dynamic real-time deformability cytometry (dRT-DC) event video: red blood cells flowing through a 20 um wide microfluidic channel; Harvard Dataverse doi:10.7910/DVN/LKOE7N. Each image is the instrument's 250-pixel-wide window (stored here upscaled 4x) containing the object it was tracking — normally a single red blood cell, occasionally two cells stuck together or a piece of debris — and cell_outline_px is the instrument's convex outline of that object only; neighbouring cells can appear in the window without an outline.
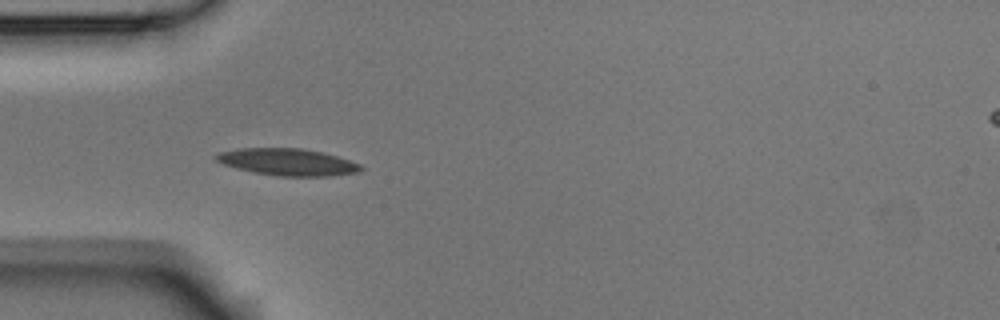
{"species": "Egyptian fruit bat (a non-hibernating species)", "species_latin": "Rousettus aegyptiacus", "temperature_condition": "room temperature", "stored_images_in_passage": 13, "camera_frame_rate_fps": 3000, "um_per_image_px": 0.085, "animal": {"sex": "male"}, "frame": {"image": 1, "passage_image": 4, "time_ms": 1.0, "image_size_px": [1000, 320], "cell_outline_px": [[364, 168], [360, 172], [332, 176], [276, 176], [236, 168], [224, 164], [216, 160], [212, 156], [216, 152], [240, 148], [304, 148], [336, 156], [360, 164]], "centroid_in_image_um": [24.42, 13.77], "position_along_channel_um": 60.6, "area_um2": 22.77}}
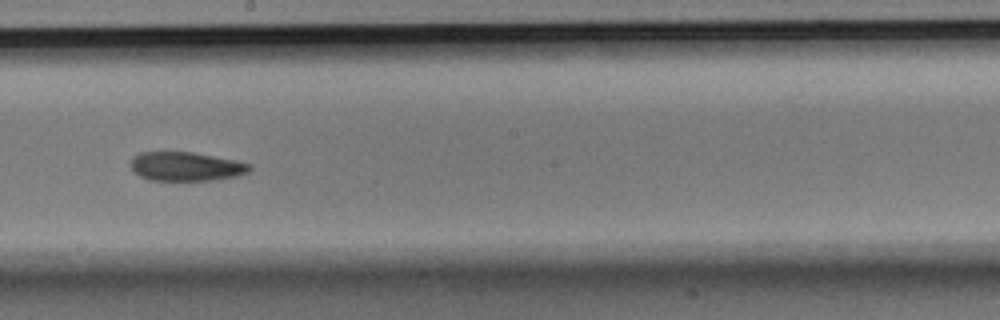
{"frame": {"image": 2, "passage_image": 8, "time_ms": 2.333, "image_size_px": [1000, 320], "cell_outline_px": [[252, 168], [248, 172], [236, 176], [212, 180], [148, 180], [140, 176], [132, 168], [132, 156], [140, 152], [192, 152], [236, 160], [252, 164]], "centroid_in_image_um": [15.83, 14.14], "position_along_channel_um": 232.4, "area_um2": 20.0}}
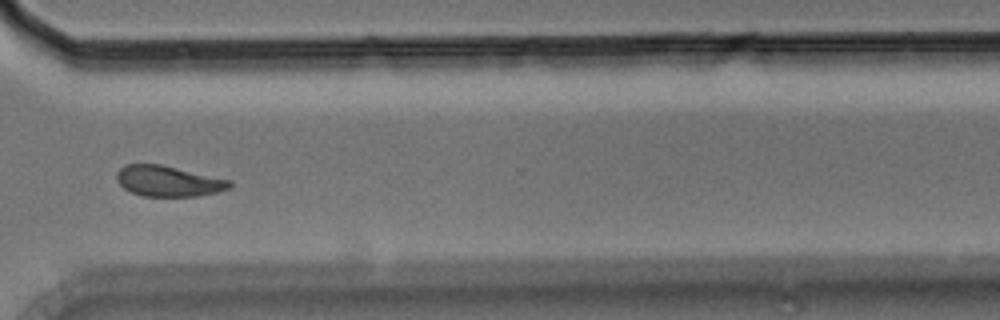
{"frame": {"image": 3, "passage_image": 11, "time_ms": 3.333, "image_size_px": [1000, 320], "cell_outline_px": [[232, 188], [200, 196], [140, 196], [124, 188], [116, 180], [116, 172], [124, 164], [160, 164], [232, 180]], "centroid_in_image_um": [14.31, 15.39], "position_along_channel_um": 356.3, "area_um2": 20.35}}